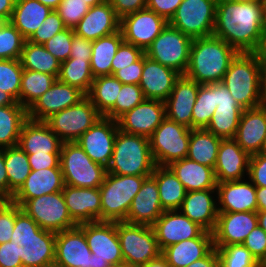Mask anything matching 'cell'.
<instances>
[{"instance_id": "cell-31", "label": "cell", "mask_w": 266, "mask_h": 267, "mask_svg": "<svg viewBox=\"0 0 266 267\" xmlns=\"http://www.w3.org/2000/svg\"><path fill=\"white\" fill-rule=\"evenodd\" d=\"M63 141L44 121L28 119L22 126L18 146L27 154L60 153Z\"/></svg>"}, {"instance_id": "cell-80", "label": "cell", "mask_w": 266, "mask_h": 267, "mask_svg": "<svg viewBox=\"0 0 266 267\" xmlns=\"http://www.w3.org/2000/svg\"><path fill=\"white\" fill-rule=\"evenodd\" d=\"M259 153L266 156V136H265L263 145H262L261 150H260Z\"/></svg>"}, {"instance_id": "cell-26", "label": "cell", "mask_w": 266, "mask_h": 267, "mask_svg": "<svg viewBox=\"0 0 266 267\" xmlns=\"http://www.w3.org/2000/svg\"><path fill=\"white\" fill-rule=\"evenodd\" d=\"M200 84L185 75L175 82L165 101L166 117L192 129V109L197 99Z\"/></svg>"}, {"instance_id": "cell-23", "label": "cell", "mask_w": 266, "mask_h": 267, "mask_svg": "<svg viewBox=\"0 0 266 267\" xmlns=\"http://www.w3.org/2000/svg\"><path fill=\"white\" fill-rule=\"evenodd\" d=\"M180 76L181 74L174 69L163 66L143 54V70L139 86L145 99L165 102Z\"/></svg>"}, {"instance_id": "cell-43", "label": "cell", "mask_w": 266, "mask_h": 267, "mask_svg": "<svg viewBox=\"0 0 266 267\" xmlns=\"http://www.w3.org/2000/svg\"><path fill=\"white\" fill-rule=\"evenodd\" d=\"M122 83L113 75L95 77L92 87L86 95L104 116L114 105L121 90Z\"/></svg>"}, {"instance_id": "cell-12", "label": "cell", "mask_w": 266, "mask_h": 267, "mask_svg": "<svg viewBox=\"0 0 266 267\" xmlns=\"http://www.w3.org/2000/svg\"><path fill=\"white\" fill-rule=\"evenodd\" d=\"M21 209L44 230L57 233L78 226L69 215L62 191L29 199Z\"/></svg>"}, {"instance_id": "cell-17", "label": "cell", "mask_w": 266, "mask_h": 267, "mask_svg": "<svg viewBox=\"0 0 266 267\" xmlns=\"http://www.w3.org/2000/svg\"><path fill=\"white\" fill-rule=\"evenodd\" d=\"M86 94L77 87L60 82L58 79L28 109V119L45 121L52 114L76 105Z\"/></svg>"}, {"instance_id": "cell-66", "label": "cell", "mask_w": 266, "mask_h": 267, "mask_svg": "<svg viewBox=\"0 0 266 267\" xmlns=\"http://www.w3.org/2000/svg\"><path fill=\"white\" fill-rule=\"evenodd\" d=\"M0 193L9 199V181L4 163V148H0Z\"/></svg>"}, {"instance_id": "cell-60", "label": "cell", "mask_w": 266, "mask_h": 267, "mask_svg": "<svg viewBox=\"0 0 266 267\" xmlns=\"http://www.w3.org/2000/svg\"><path fill=\"white\" fill-rule=\"evenodd\" d=\"M143 70V55L134 63L126 68L116 71L113 76L122 84H137L139 85Z\"/></svg>"}, {"instance_id": "cell-22", "label": "cell", "mask_w": 266, "mask_h": 267, "mask_svg": "<svg viewBox=\"0 0 266 267\" xmlns=\"http://www.w3.org/2000/svg\"><path fill=\"white\" fill-rule=\"evenodd\" d=\"M250 157L234 139H222L214 167L217 183L246 179Z\"/></svg>"}, {"instance_id": "cell-74", "label": "cell", "mask_w": 266, "mask_h": 267, "mask_svg": "<svg viewBox=\"0 0 266 267\" xmlns=\"http://www.w3.org/2000/svg\"><path fill=\"white\" fill-rule=\"evenodd\" d=\"M258 225L266 232V211H257Z\"/></svg>"}, {"instance_id": "cell-42", "label": "cell", "mask_w": 266, "mask_h": 267, "mask_svg": "<svg viewBox=\"0 0 266 267\" xmlns=\"http://www.w3.org/2000/svg\"><path fill=\"white\" fill-rule=\"evenodd\" d=\"M4 163L9 181V200H11L31 173V167L27 153L18 145L4 148Z\"/></svg>"}, {"instance_id": "cell-32", "label": "cell", "mask_w": 266, "mask_h": 267, "mask_svg": "<svg viewBox=\"0 0 266 267\" xmlns=\"http://www.w3.org/2000/svg\"><path fill=\"white\" fill-rule=\"evenodd\" d=\"M213 235L204 231L199 237L183 240L167 246L161 251L171 267H187L205 257L212 249Z\"/></svg>"}, {"instance_id": "cell-50", "label": "cell", "mask_w": 266, "mask_h": 267, "mask_svg": "<svg viewBox=\"0 0 266 267\" xmlns=\"http://www.w3.org/2000/svg\"><path fill=\"white\" fill-rule=\"evenodd\" d=\"M25 39L10 21L0 22V59H20Z\"/></svg>"}, {"instance_id": "cell-16", "label": "cell", "mask_w": 266, "mask_h": 267, "mask_svg": "<svg viewBox=\"0 0 266 267\" xmlns=\"http://www.w3.org/2000/svg\"><path fill=\"white\" fill-rule=\"evenodd\" d=\"M165 118V102L144 99L132 110L125 112L116 121L120 131L149 138Z\"/></svg>"}, {"instance_id": "cell-6", "label": "cell", "mask_w": 266, "mask_h": 267, "mask_svg": "<svg viewBox=\"0 0 266 267\" xmlns=\"http://www.w3.org/2000/svg\"><path fill=\"white\" fill-rule=\"evenodd\" d=\"M60 167L64 184L73 187L98 188L107 173V168L93 162L76 141L63 142Z\"/></svg>"}, {"instance_id": "cell-45", "label": "cell", "mask_w": 266, "mask_h": 267, "mask_svg": "<svg viewBox=\"0 0 266 267\" xmlns=\"http://www.w3.org/2000/svg\"><path fill=\"white\" fill-rule=\"evenodd\" d=\"M58 80L70 86L77 87L87 95L94 80L90 59L69 58L62 62Z\"/></svg>"}, {"instance_id": "cell-70", "label": "cell", "mask_w": 266, "mask_h": 267, "mask_svg": "<svg viewBox=\"0 0 266 267\" xmlns=\"http://www.w3.org/2000/svg\"><path fill=\"white\" fill-rule=\"evenodd\" d=\"M261 94L266 105V60H261Z\"/></svg>"}, {"instance_id": "cell-71", "label": "cell", "mask_w": 266, "mask_h": 267, "mask_svg": "<svg viewBox=\"0 0 266 267\" xmlns=\"http://www.w3.org/2000/svg\"><path fill=\"white\" fill-rule=\"evenodd\" d=\"M142 267H171L166 258L160 254L157 258L150 260L147 264Z\"/></svg>"}, {"instance_id": "cell-76", "label": "cell", "mask_w": 266, "mask_h": 267, "mask_svg": "<svg viewBox=\"0 0 266 267\" xmlns=\"http://www.w3.org/2000/svg\"><path fill=\"white\" fill-rule=\"evenodd\" d=\"M258 54L261 60H266V30H264L263 41Z\"/></svg>"}, {"instance_id": "cell-52", "label": "cell", "mask_w": 266, "mask_h": 267, "mask_svg": "<svg viewBox=\"0 0 266 267\" xmlns=\"http://www.w3.org/2000/svg\"><path fill=\"white\" fill-rule=\"evenodd\" d=\"M90 8L84 0H62L56 11L65 27L74 29Z\"/></svg>"}, {"instance_id": "cell-33", "label": "cell", "mask_w": 266, "mask_h": 267, "mask_svg": "<svg viewBox=\"0 0 266 267\" xmlns=\"http://www.w3.org/2000/svg\"><path fill=\"white\" fill-rule=\"evenodd\" d=\"M183 184L186 191L216 189L214 169L188 158L172 162L168 166Z\"/></svg>"}, {"instance_id": "cell-55", "label": "cell", "mask_w": 266, "mask_h": 267, "mask_svg": "<svg viewBox=\"0 0 266 267\" xmlns=\"http://www.w3.org/2000/svg\"><path fill=\"white\" fill-rule=\"evenodd\" d=\"M143 54L144 51L141 48L123 41L118 47L112 60L111 75H113L116 71L126 68L130 64L136 62Z\"/></svg>"}, {"instance_id": "cell-78", "label": "cell", "mask_w": 266, "mask_h": 267, "mask_svg": "<svg viewBox=\"0 0 266 267\" xmlns=\"http://www.w3.org/2000/svg\"><path fill=\"white\" fill-rule=\"evenodd\" d=\"M10 200L3 195L2 193H0V209L9 202Z\"/></svg>"}, {"instance_id": "cell-5", "label": "cell", "mask_w": 266, "mask_h": 267, "mask_svg": "<svg viewBox=\"0 0 266 267\" xmlns=\"http://www.w3.org/2000/svg\"><path fill=\"white\" fill-rule=\"evenodd\" d=\"M147 177L150 176L118 175L107 172L99 187L101 221H125L132 200Z\"/></svg>"}, {"instance_id": "cell-41", "label": "cell", "mask_w": 266, "mask_h": 267, "mask_svg": "<svg viewBox=\"0 0 266 267\" xmlns=\"http://www.w3.org/2000/svg\"><path fill=\"white\" fill-rule=\"evenodd\" d=\"M19 60L23 69L48 73L58 79L61 62L41 44L25 40Z\"/></svg>"}, {"instance_id": "cell-49", "label": "cell", "mask_w": 266, "mask_h": 267, "mask_svg": "<svg viewBox=\"0 0 266 267\" xmlns=\"http://www.w3.org/2000/svg\"><path fill=\"white\" fill-rule=\"evenodd\" d=\"M145 99L142 89L137 84H122L115 105L104 117L117 120L125 112L132 110Z\"/></svg>"}, {"instance_id": "cell-13", "label": "cell", "mask_w": 266, "mask_h": 267, "mask_svg": "<svg viewBox=\"0 0 266 267\" xmlns=\"http://www.w3.org/2000/svg\"><path fill=\"white\" fill-rule=\"evenodd\" d=\"M78 227L84 232L87 245L96 259L107 261L113 267L124 264L117 222L95 221L79 224Z\"/></svg>"}, {"instance_id": "cell-75", "label": "cell", "mask_w": 266, "mask_h": 267, "mask_svg": "<svg viewBox=\"0 0 266 267\" xmlns=\"http://www.w3.org/2000/svg\"><path fill=\"white\" fill-rule=\"evenodd\" d=\"M40 3L48 6L52 10H56L62 0H38Z\"/></svg>"}, {"instance_id": "cell-2", "label": "cell", "mask_w": 266, "mask_h": 267, "mask_svg": "<svg viewBox=\"0 0 266 267\" xmlns=\"http://www.w3.org/2000/svg\"><path fill=\"white\" fill-rule=\"evenodd\" d=\"M238 53L214 35L195 38L191 43L189 64L184 75L200 85L222 82Z\"/></svg>"}, {"instance_id": "cell-46", "label": "cell", "mask_w": 266, "mask_h": 267, "mask_svg": "<svg viewBox=\"0 0 266 267\" xmlns=\"http://www.w3.org/2000/svg\"><path fill=\"white\" fill-rule=\"evenodd\" d=\"M216 107V83L200 85L192 109V129L207 128Z\"/></svg>"}, {"instance_id": "cell-7", "label": "cell", "mask_w": 266, "mask_h": 267, "mask_svg": "<svg viewBox=\"0 0 266 267\" xmlns=\"http://www.w3.org/2000/svg\"><path fill=\"white\" fill-rule=\"evenodd\" d=\"M124 264L143 266L161 254L152 226L117 222Z\"/></svg>"}, {"instance_id": "cell-47", "label": "cell", "mask_w": 266, "mask_h": 267, "mask_svg": "<svg viewBox=\"0 0 266 267\" xmlns=\"http://www.w3.org/2000/svg\"><path fill=\"white\" fill-rule=\"evenodd\" d=\"M23 67L19 59H0V90L19 103Z\"/></svg>"}, {"instance_id": "cell-25", "label": "cell", "mask_w": 266, "mask_h": 267, "mask_svg": "<svg viewBox=\"0 0 266 267\" xmlns=\"http://www.w3.org/2000/svg\"><path fill=\"white\" fill-rule=\"evenodd\" d=\"M73 30L76 36L92 42L118 32L120 30V19L107 0L102 4L91 7Z\"/></svg>"}, {"instance_id": "cell-29", "label": "cell", "mask_w": 266, "mask_h": 267, "mask_svg": "<svg viewBox=\"0 0 266 267\" xmlns=\"http://www.w3.org/2000/svg\"><path fill=\"white\" fill-rule=\"evenodd\" d=\"M266 136V105L244 109L234 140L250 156L258 154Z\"/></svg>"}, {"instance_id": "cell-18", "label": "cell", "mask_w": 266, "mask_h": 267, "mask_svg": "<svg viewBox=\"0 0 266 267\" xmlns=\"http://www.w3.org/2000/svg\"><path fill=\"white\" fill-rule=\"evenodd\" d=\"M152 228L161 251L169 245L197 238L205 231L179 210H165Z\"/></svg>"}, {"instance_id": "cell-11", "label": "cell", "mask_w": 266, "mask_h": 267, "mask_svg": "<svg viewBox=\"0 0 266 267\" xmlns=\"http://www.w3.org/2000/svg\"><path fill=\"white\" fill-rule=\"evenodd\" d=\"M101 117L86 96L76 105L52 114L44 122L63 142H74Z\"/></svg>"}, {"instance_id": "cell-44", "label": "cell", "mask_w": 266, "mask_h": 267, "mask_svg": "<svg viewBox=\"0 0 266 267\" xmlns=\"http://www.w3.org/2000/svg\"><path fill=\"white\" fill-rule=\"evenodd\" d=\"M57 78L48 73L23 69L19 103L28 109L55 83Z\"/></svg>"}, {"instance_id": "cell-35", "label": "cell", "mask_w": 266, "mask_h": 267, "mask_svg": "<svg viewBox=\"0 0 266 267\" xmlns=\"http://www.w3.org/2000/svg\"><path fill=\"white\" fill-rule=\"evenodd\" d=\"M51 10L38 0H16L10 22L28 40Z\"/></svg>"}, {"instance_id": "cell-15", "label": "cell", "mask_w": 266, "mask_h": 267, "mask_svg": "<svg viewBox=\"0 0 266 267\" xmlns=\"http://www.w3.org/2000/svg\"><path fill=\"white\" fill-rule=\"evenodd\" d=\"M118 130L116 120L102 116L76 142L93 162L107 168L112 159Z\"/></svg>"}, {"instance_id": "cell-30", "label": "cell", "mask_w": 266, "mask_h": 267, "mask_svg": "<svg viewBox=\"0 0 266 267\" xmlns=\"http://www.w3.org/2000/svg\"><path fill=\"white\" fill-rule=\"evenodd\" d=\"M64 185L61 168L31 170L24 184L14 194L11 201L21 207L29 199L62 191Z\"/></svg>"}, {"instance_id": "cell-28", "label": "cell", "mask_w": 266, "mask_h": 267, "mask_svg": "<svg viewBox=\"0 0 266 267\" xmlns=\"http://www.w3.org/2000/svg\"><path fill=\"white\" fill-rule=\"evenodd\" d=\"M164 211L156 180L150 176L144 180L132 200L125 222L152 226Z\"/></svg>"}, {"instance_id": "cell-9", "label": "cell", "mask_w": 266, "mask_h": 267, "mask_svg": "<svg viewBox=\"0 0 266 267\" xmlns=\"http://www.w3.org/2000/svg\"><path fill=\"white\" fill-rule=\"evenodd\" d=\"M192 38L169 23L145 50V55L184 75L190 56Z\"/></svg>"}, {"instance_id": "cell-27", "label": "cell", "mask_w": 266, "mask_h": 267, "mask_svg": "<svg viewBox=\"0 0 266 267\" xmlns=\"http://www.w3.org/2000/svg\"><path fill=\"white\" fill-rule=\"evenodd\" d=\"M218 212H257L256 186L249 180L217 183Z\"/></svg>"}, {"instance_id": "cell-57", "label": "cell", "mask_w": 266, "mask_h": 267, "mask_svg": "<svg viewBox=\"0 0 266 267\" xmlns=\"http://www.w3.org/2000/svg\"><path fill=\"white\" fill-rule=\"evenodd\" d=\"M16 220V204L11 200L0 209V244L11 241Z\"/></svg>"}, {"instance_id": "cell-79", "label": "cell", "mask_w": 266, "mask_h": 267, "mask_svg": "<svg viewBox=\"0 0 266 267\" xmlns=\"http://www.w3.org/2000/svg\"><path fill=\"white\" fill-rule=\"evenodd\" d=\"M228 1L237 2V3H254V2L262 1V0H228Z\"/></svg>"}, {"instance_id": "cell-14", "label": "cell", "mask_w": 266, "mask_h": 267, "mask_svg": "<svg viewBox=\"0 0 266 267\" xmlns=\"http://www.w3.org/2000/svg\"><path fill=\"white\" fill-rule=\"evenodd\" d=\"M169 22L154 11L144 8L124 16L120 30L124 42L141 48L144 52Z\"/></svg>"}, {"instance_id": "cell-69", "label": "cell", "mask_w": 266, "mask_h": 267, "mask_svg": "<svg viewBox=\"0 0 266 267\" xmlns=\"http://www.w3.org/2000/svg\"><path fill=\"white\" fill-rule=\"evenodd\" d=\"M257 211H266V187H256Z\"/></svg>"}, {"instance_id": "cell-3", "label": "cell", "mask_w": 266, "mask_h": 267, "mask_svg": "<svg viewBox=\"0 0 266 267\" xmlns=\"http://www.w3.org/2000/svg\"><path fill=\"white\" fill-rule=\"evenodd\" d=\"M222 83L243 109L263 105L259 54L238 53L226 71Z\"/></svg>"}, {"instance_id": "cell-10", "label": "cell", "mask_w": 266, "mask_h": 267, "mask_svg": "<svg viewBox=\"0 0 266 267\" xmlns=\"http://www.w3.org/2000/svg\"><path fill=\"white\" fill-rule=\"evenodd\" d=\"M217 0H183L169 24L192 39L213 35Z\"/></svg>"}, {"instance_id": "cell-34", "label": "cell", "mask_w": 266, "mask_h": 267, "mask_svg": "<svg viewBox=\"0 0 266 267\" xmlns=\"http://www.w3.org/2000/svg\"><path fill=\"white\" fill-rule=\"evenodd\" d=\"M56 233L41 229L35 237L21 246L22 267L54 265Z\"/></svg>"}, {"instance_id": "cell-62", "label": "cell", "mask_w": 266, "mask_h": 267, "mask_svg": "<svg viewBox=\"0 0 266 267\" xmlns=\"http://www.w3.org/2000/svg\"><path fill=\"white\" fill-rule=\"evenodd\" d=\"M183 0H147L146 8L154 11L168 22Z\"/></svg>"}, {"instance_id": "cell-8", "label": "cell", "mask_w": 266, "mask_h": 267, "mask_svg": "<svg viewBox=\"0 0 266 267\" xmlns=\"http://www.w3.org/2000/svg\"><path fill=\"white\" fill-rule=\"evenodd\" d=\"M191 129L167 117L149 137L153 160L157 166H169L186 158Z\"/></svg>"}, {"instance_id": "cell-21", "label": "cell", "mask_w": 266, "mask_h": 267, "mask_svg": "<svg viewBox=\"0 0 266 267\" xmlns=\"http://www.w3.org/2000/svg\"><path fill=\"white\" fill-rule=\"evenodd\" d=\"M62 194L73 221L79 225L101 221V194L98 188L64 185Z\"/></svg>"}, {"instance_id": "cell-64", "label": "cell", "mask_w": 266, "mask_h": 267, "mask_svg": "<svg viewBox=\"0 0 266 267\" xmlns=\"http://www.w3.org/2000/svg\"><path fill=\"white\" fill-rule=\"evenodd\" d=\"M92 42L85 38L72 36L71 54L69 58L91 59Z\"/></svg>"}, {"instance_id": "cell-40", "label": "cell", "mask_w": 266, "mask_h": 267, "mask_svg": "<svg viewBox=\"0 0 266 267\" xmlns=\"http://www.w3.org/2000/svg\"><path fill=\"white\" fill-rule=\"evenodd\" d=\"M243 110L238 102L219 103L206 129L222 139H234Z\"/></svg>"}, {"instance_id": "cell-73", "label": "cell", "mask_w": 266, "mask_h": 267, "mask_svg": "<svg viewBox=\"0 0 266 267\" xmlns=\"http://www.w3.org/2000/svg\"><path fill=\"white\" fill-rule=\"evenodd\" d=\"M90 267H113L109 262L99 260L95 258V254H92L90 258Z\"/></svg>"}, {"instance_id": "cell-4", "label": "cell", "mask_w": 266, "mask_h": 267, "mask_svg": "<svg viewBox=\"0 0 266 267\" xmlns=\"http://www.w3.org/2000/svg\"><path fill=\"white\" fill-rule=\"evenodd\" d=\"M155 166L149 138L117 131L108 173L151 176Z\"/></svg>"}, {"instance_id": "cell-19", "label": "cell", "mask_w": 266, "mask_h": 267, "mask_svg": "<svg viewBox=\"0 0 266 267\" xmlns=\"http://www.w3.org/2000/svg\"><path fill=\"white\" fill-rule=\"evenodd\" d=\"M257 225V212H219L212 232L214 247L242 244Z\"/></svg>"}, {"instance_id": "cell-1", "label": "cell", "mask_w": 266, "mask_h": 267, "mask_svg": "<svg viewBox=\"0 0 266 267\" xmlns=\"http://www.w3.org/2000/svg\"><path fill=\"white\" fill-rule=\"evenodd\" d=\"M265 17L261 1L217 0L213 35L239 53H258L263 41Z\"/></svg>"}, {"instance_id": "cell-59", "label": "cell", "mask_w": 266, "mask_h": 267, "mask_svg": "<svg viewBox=\"0 0 266 267\" xmlns=\"http://www.w3.org/2000/svg\"><path fill=\"white\" fill-rule=\"evenodd\" d=\"M0 267H22L21 245L13 241L0 244Z\"/></svg>"}, {"instance_id": "cell-20", "label": "cell", "mask_w": 266, "mask_h": 267, "mask_svg": "<svg viewBox=\"0 0 266 267\" xmlns=\"http://www.w3.org/2000/svg\"><path fill=\"white\" fill-rule=\"evenodd\" d=\"M91 256L85 234L78 226L56 233L55 265L59 267H90Z\"/></svg>"}, {"instance_id": "cell-39", "label": "cell", "mask_w": 266, "mask_h": 267, "mask_svg": "<svg viewBox=\"0 0 266 267\" xmlns=\"http://www.w3.org/2000/svg\"><path fill=\"white\" fill-rule=\"evenodd\" d=\"M27 120V109L20 103L0 106V148L18 145L22 126Z\"/></svg>"}, {"instance_id": "cell-77", "label": "cell", "mask_w": 266, "mask_h": 267, "mask_svg": "<svg viewBox=\"0 0 266 267\" xmlns=\"http://www.w3.org/2000/svg\"><path fill=\"white\" fill-rule=\"evenodd\" d=\"M90 7H93L95 5L102 4L106 2L107 0H84Z\"/></svg>"}, {"instance_id": "cell-54", "label": "cell", "mask_w": 266, "mask_h": 267, "mask_svg": "<svg viewBox=\"0 0 266 267\" xmlns=\"http://www.w3.org/2000/svg\"><path fill=\"white\" fill-rule=\"evenodd\" d=\"M74 30L66 28L46 41L43 46L61 63L69 59Z\"/></svg>"}, {"instance_id": "cell-48", "label": "cell", "mask_w": 266, "mask_h": 267, "mask_svg": "<svg viewBox=\"0 0 266 267\" xmlns=\"http://www.w3.org/2000/svg\"><path fill=\"white\" fill-rule=\"evenodd\" d=\"M218 253L219 267H259L260 264L243 244H231L215 247Z\"/></svg>"}, {"instance_id": "cell-63", "label": "cell", "mask_w": 266, "mask_h": 267, "mask_svg": "<svg viewBox=\"0 0 266 267\" xmlns=\"http://www.w3.org/2000/svg\"><path fill=\"white\" fill-rule=\"evenodd\" d=\"M121 20L124 16L146 8L147 0H108Z\"/></svg>"}, {"instance_id": "cell-56", "label": "cell", "mask_w": 266, "mask_h": 267, "mask_svg": "<svg viewBox=\"0 0 266 267\" xmlns=\"http://www.w3.org/2000/svg\"><path fill=\"white\" fill-rule=\"evenodd\" d=\"M262 265L266 260V232L257 225L242 243Z\"/></svg>"}, {"instance_id": "cell-61", "label": "cell", "mask_w": 266, "mask_h": 267, "mask_svg": "<svg viewBox=\"0 0 266 267\" xmlns=\"http://www.w3.org/2000/svg\"><path fill=\"white\" fill-rule=\"evenodd\" d=\"M31 170L61 168L60 153L27 154Z\"/></svg>"}, {"instance_id": "cell-67", "label": "cell", "mask_w": 266, "mask_h": 267, "mask_svg": "<svg viewBox=\"0 0 266 267\" xmlns=\"http://www.w3.org/2000/svg\"><path fill=\"white\" fill-rule=\"evenodd\" d=\"M224 102H237L230 92L228 91V88L222 83H216V106L219 103Z\"/></svg>"}, {"instance_id": "cell-72", "label": "cell", "mask_w": 266, "mask_h": 267, "mask_svg": "<svg viewBox=\"0 0 266 267\" xmlns=\"http://www.w3.org/2000/svg\"><path fill=\"white\" fill-rule=\"evenodd\" d=\"M17 102L8 94L0 90V106L14 105Z\"/></svg>"}, {"instance_id": "cell-36", "label": "cell", "mask_w": 266, "mask_h": 267, "mask_svg": "<svg viewBox=\"0 0 266 267\" xmlns=\"http://www.w3.org/2000/svg\"><path fill=\"white\" fill-rule=\"evenodd\" d=\"M157 183L164 210H178L186 196V189L168 166H155L151 175Z\"/></svg>"}, {"instance_id": "cell-24", "label": "cell", "mask_w": 266, "mask_h": 267, "mask_svg": "<svg viewBox=\"0 0 266 267\" xmlns=\"http://www.w3.org/2000/svg\"><path fill=\"white\" fill-rule=\"evenodd\" d=\"M178 210L205 231L212 233L219 214L217 189L187 192Z\"/></svg>"}, {"instance_id": "cell-58", "label": "cell", "mask_w": 266, "mask_h": 267, "mask_svg": "<svg viewBox=\"0 0 266 267\" xmlns=\"http://www.w3.org/2000/svg\"><path fill=\"white\" fill-rule=\"evenodd\" d=\"M247 178L256 187H266V156L260 153L250 157Z\"/></svg>"}, {"instance_id": "cell-37", "label": "cell", "mask_w": 266, "mask_h": 267, "mask_svg": "<svg viewBox=\"0 0 266 267\" xmlns=\"http://www.w3.org/2000/svg\"><path fill=\"white\" fill-rule=\"evenodd\" d=\"M221 140L206 128L191 129L186 158L214 169Z\"/></svg>"}, {"instance_id": "cell-51", "label": "cell", "mask_w": 266, "mask_h": 267, "mask_svg": "<svg viewBox=\"0 0 266 267\" xmlns=\"http://www.w3.org/2000/svg\"><path fill=\"white\" fill-rule=\"evenodd\" d=\"M41 229L42 228L16 204V220L11 235V241L23 247V243L35 237V234Z\"/></svg>"}, {"instance_id": "cell-65", "label": "cell", "mask_w": 266, "mask_h": 267, "mask_svg": "<svg viewBox=\"0 0 266 267\" xmlns=\"http://www.w3.org/2000/svg\"><path fill=\"white\" fill-rule=\"evenodd\" d=\"M187 267H219V259L216 248L214 247L205 257L196 260Z\"/></svg>"}, {"instance_id": "cell-53", "label": "cell", "mask_w": 266, "mask_h": 267, "mask_svg": "<svg viewBox=\"0 0 266 267\" xmlns=\"http://www.w3.org/2000/svg\"><path fill=\"white\" fill-rule=\"evenodd\" d=\"M66 29L63 20L56 10H51L47 18L37 28L35 33L28 39L31 43L43 45L57 33Z\"/></svg>"}, {"instance_id": "cell-38", "label": "cell", "mask_w": 266, "mask_h": 267, "mask_svg": "<svg viewBox=\"0 0 266 267\" xmlns=\"http://www.w3.org/2000/svg\"><path fill=\"white\" fill-rule=\"evenodd\" d=\"M123 41L121 30L92 41L90 66L94 78L111 75L112 60Z\"/></svg>"}, {"instance_id": "cell-68", "label": "cell", "mask_w": 266, "mask_h": 267, "mask_svg": "<svg viewBox=\"0 0 266 267\" xmlns=\"http://www.w3.org/2000/svg\"><path fill=\"white\" fill-rule=\"evenodd\" d=\"M16 0H0V22L10 21Z\"/></svg>"}]
</instances>
